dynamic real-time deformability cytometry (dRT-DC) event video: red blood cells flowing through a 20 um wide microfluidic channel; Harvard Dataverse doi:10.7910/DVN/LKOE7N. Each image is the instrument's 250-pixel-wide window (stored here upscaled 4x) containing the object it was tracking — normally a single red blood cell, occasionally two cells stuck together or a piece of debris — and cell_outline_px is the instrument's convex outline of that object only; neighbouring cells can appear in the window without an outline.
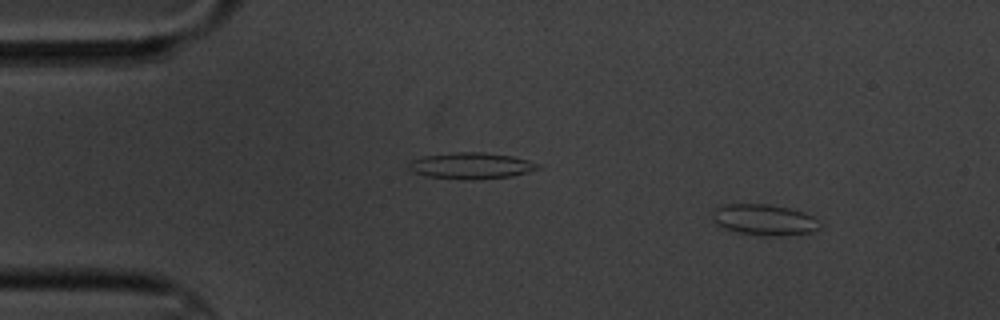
{"species": "common noctule bat (a hibernating species)", "species_latin": "Nyctalus noctula", "temperature_condition": "cold", "stored_images_in_passage": 6, "camera_frame_rate_fps": 3000, "um_per_image_px": 0.085, "animal": {"sex": "male", "body_mass_g": 20.1, "forearm_length_mm": 53.5}, "frame": {"image": 1, "passage_image": 1, "time_ms": 0.0, "image_size_px": [1000, 320], "cell_outline_px": [[820, 228], [812, 232], [780, 236], [764, 236], [736, 232], [724, 228], [716, 224], [712, 220], [712, 212], [716, 208], [724, 204], [768, 204], [788, 208], [804, 212], [812, 216], [820, 224]], "centroid_in_image_um": [64.93, 18.69], "position_along_channel_um": 20.1, "area_um2": 19.48}}
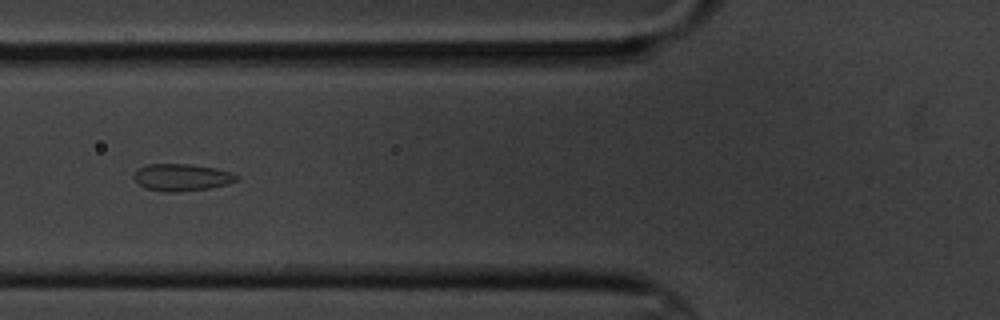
{"frame": {"image": 2, "passage_image": 5, "time_ms": 5.0, "image_size_px": [1000, 320], "cell_outline_px": [[240, 176], [236, 180], [224, 184], [208, 188], [176, 192], [164, 192], [144, 188], [136, 184], [132, 176], [140, 168], [148, 164], [188, 164], [216, 168], [232, 172]], "centroid_in_image_um": [15.4, 15.08], "position_along_channel_um": 110.4, "area_um2": 16.18}}
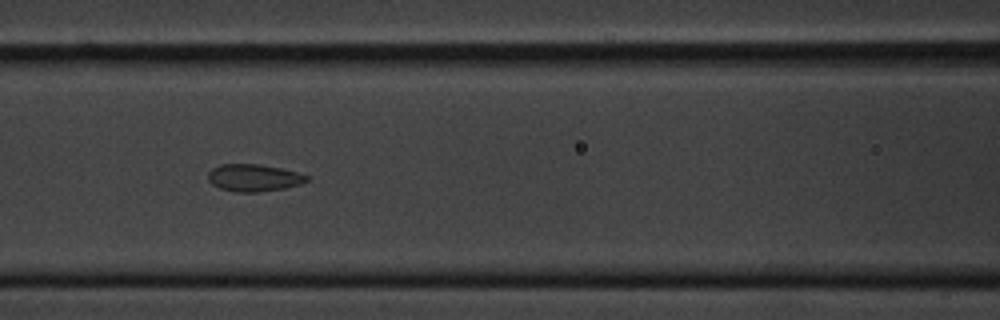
{"frame": {"image": 3, "passage_image": 6, "time_ms": 6.0, "image_size_px": [1000, 320], "cell_outline_px": [[308, 180], [300, 184], [284, 188], [256, 192], [236, 192], [220, 188], [212, 184], [208, 180], [208, 172], [212, 168], [220, 164], [260, 164], [280, 168], [296, 172], [308, 176]], "centroid_in_image_um": [21.53, 15.1], "position_along_channel_um": 145.1, "area_um2": 15.55}}